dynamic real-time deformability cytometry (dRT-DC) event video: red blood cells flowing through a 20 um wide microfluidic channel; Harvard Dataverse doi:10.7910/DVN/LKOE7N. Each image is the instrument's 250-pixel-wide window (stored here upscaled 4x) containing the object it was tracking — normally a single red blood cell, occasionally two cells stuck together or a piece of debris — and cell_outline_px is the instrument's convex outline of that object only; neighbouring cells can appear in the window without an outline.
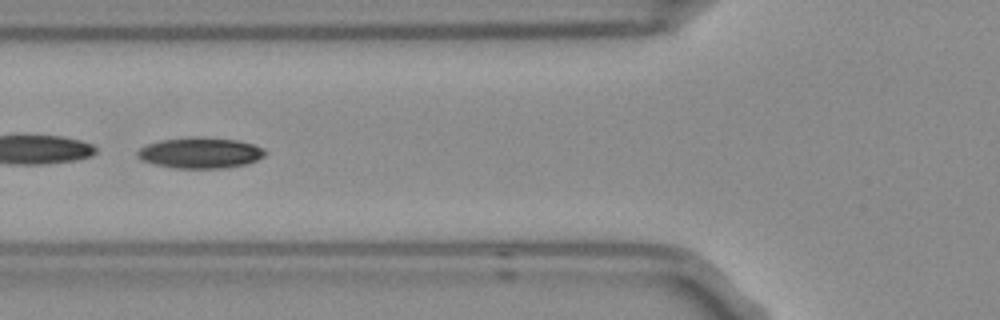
{"species": "Egyptian fruit bat (a non-hibernating species)", "species_latin": "Rousettus aegyptiacus", "temperature_condition": "room temperature", "stored_images_in_passage": 2, "camera_frame_rate_fps": 3000, "um_per_image_px": 0.085, "frame": {"image": 1, "passage_image": 2, "time_ms": 0.333, "image_size_px": [1000, 320], "cell_outline_px": [[268, 152], [264, 156], [256, 160], [244, 164], [224, 168], [172, 168], [140, 160], [136, 156], [136, 152], [140, 148], [148, 144], [160, 140], [192, 136], [196, 136], [236, 140], [252, 144], [264, 148]], "centroid_in_image_um": [17.0, 12.98], "position_along_channel_um": 108.8, "area_um2": 23.0}}